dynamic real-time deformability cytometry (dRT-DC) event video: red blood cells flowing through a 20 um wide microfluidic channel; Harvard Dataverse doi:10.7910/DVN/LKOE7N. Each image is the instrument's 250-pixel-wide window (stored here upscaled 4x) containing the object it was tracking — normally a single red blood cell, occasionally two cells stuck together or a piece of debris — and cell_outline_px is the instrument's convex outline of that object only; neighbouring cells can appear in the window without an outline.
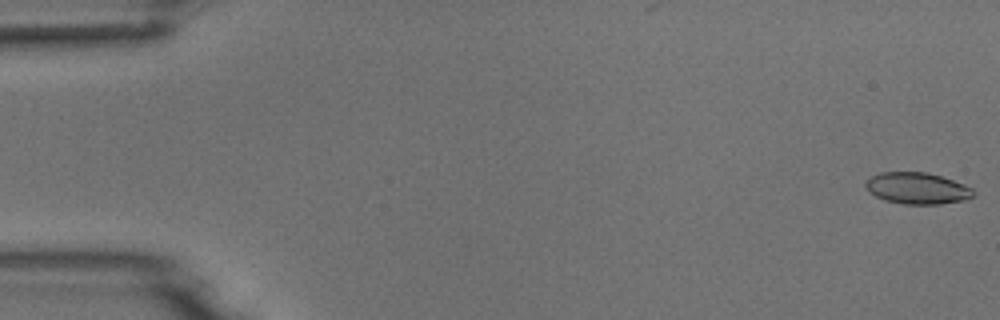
{"species": "common noctule bat (a hibernating species)", "species_latin": "Nyctalus noctula", "temperature_condition": "room temperature", "stored_images_in_passage": 4, "camera_frame_rate_fps": 3000, "um_per_image_px": 0.085, "animal": {"sex": "male", "body_mass_g": 18.8}, "frame": {"image": 1, "passage_image": 1, "time_ms": 0.0, "image_size_px": [1000, 320], "cell_outline_px": [[976, 192], [972, 196], [964, 200], [940, 204], [904, 204], [884, 200], [868, 192], [864, 184], [872, 176], [880, 172], [928, 172], [964, 184], [972, 188]], "centroid_in_image_um": [77.96, 16.0], "position_along_channel_um": 7.0, "area_um2": 19.77}}
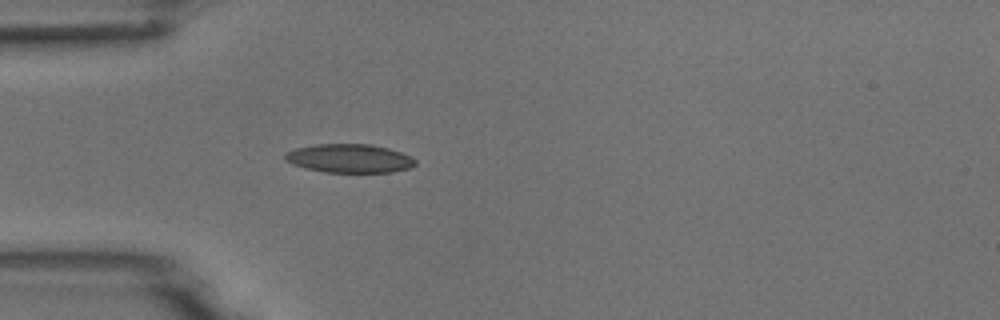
{"frame": {"image": 2, "passage_image": 4, "time_ms": 5.0, "image_size_px": [1000, 320], "cell_outline_px": [[416, 164], [412, 168], [392, 172], [324, 172], [304, 168], [292, 164], [284, 160], [284, 152], [296, 148], [316, 144], [368, 144], [388, 148], [400, 152], [416, 160]], "centroid_in_image_um": [29.67, 13.47], "position_along_channel_um": 55.3, "area_um2": 21.85}}